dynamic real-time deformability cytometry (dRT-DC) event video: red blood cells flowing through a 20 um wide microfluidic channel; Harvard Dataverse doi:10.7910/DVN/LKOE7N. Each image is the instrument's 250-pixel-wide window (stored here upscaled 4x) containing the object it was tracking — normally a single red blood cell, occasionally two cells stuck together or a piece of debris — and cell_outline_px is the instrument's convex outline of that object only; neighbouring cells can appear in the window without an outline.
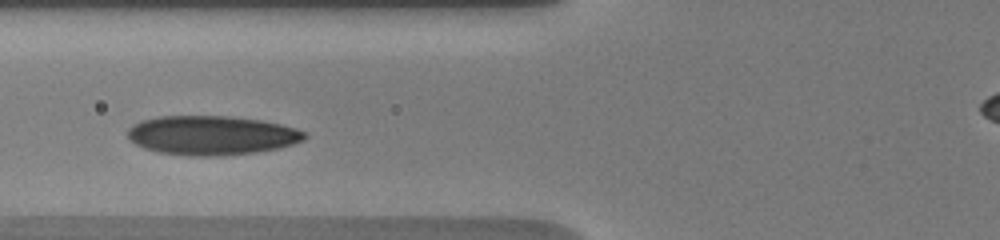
{"species": "human", "species_latin": "Homo sapiens", "temperature_condition": "warm", "stored_images_in_passage": 11, "camera_frame_rate_fps": 3000, "um_per_image_px": 0.085, "donor": {"sex": "male"}, "frame": {"image": 1, "passage_image": 8, "time_ms": 3.667, "image_size_px": [1000, 240], "cell_outline_px": [[308, 136], [304, 140], [280, 148], [256, 152], [220, 156], [188, 156], [160, 152], [144, 148], [136, 144], [128, 136], [128, 128], [132, 124], [140, 120], [160, 116], [232, 116], [260, 120], [280, 124], [296, 128], [304, 132]], "centroid_in_image_um": [17.99, 11.5], "position_along_channel_um": 107.8, "area_um2": 40.58}}
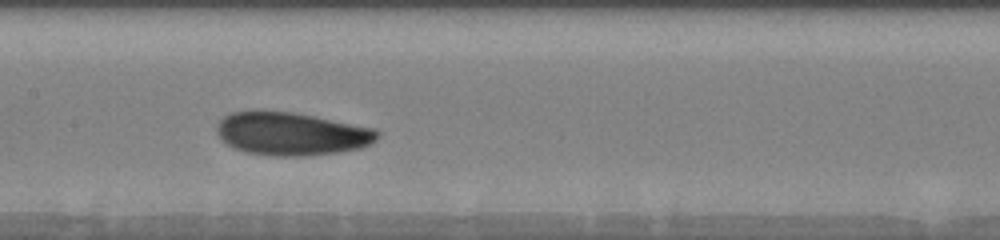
{"frame": {"image": 2, "passage_image": 10, "time_ms": 5.667, "image_size_px": [1000, 240], "cell_outline_px": [[380, 136], [372, 144], [360, 148], [336, 152], [304, 156], [276, 156], [244, 152], [232, 148], [224, 144], [220, 140], [216, 132], [216, 124], [224, 116], [232, 112], [292, 112], [376, 128], [380, 132]], "centroid_in_image_um": [24.76, 11.39], "position_along_channel_um": 182.6, "area_um2": 40.34}}